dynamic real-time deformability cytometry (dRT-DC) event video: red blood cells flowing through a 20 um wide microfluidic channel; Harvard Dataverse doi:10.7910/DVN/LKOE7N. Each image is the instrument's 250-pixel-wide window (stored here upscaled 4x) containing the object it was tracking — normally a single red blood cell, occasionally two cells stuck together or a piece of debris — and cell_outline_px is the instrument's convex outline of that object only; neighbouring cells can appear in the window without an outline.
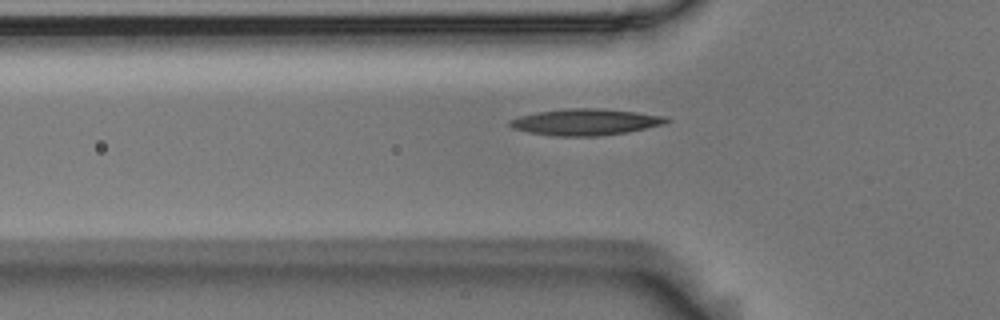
{"species": "Egyptian fruit bat (a non-hibernating species)", "species_latin": "Rousettus aegyptiacus", "temperature_condition": "room temperature", "stored_images_in_passage": 33, "camera_frame_rate_fps": 3000, "um_per_image_px": 0.085, "animal": {"sex": "male"}, "frame": {"image": 1, "passage_image": 2, "time_ms": 0.333, "image_size_px": [1000, 320], "cell_outline_px": [[672, 120], [664, 124], [628, 132], [596, 136], [552, 136], [528, 132], [512, 128], [508, 124], [508, 120], [520, 116], [536, 112], [568, 108], [600, 108], [636, 112], [668, 116]], "centroid_in_image_um": [49.78, 10.37], "position_along_channel_um": 76.0, "area_um2": 24.28}}
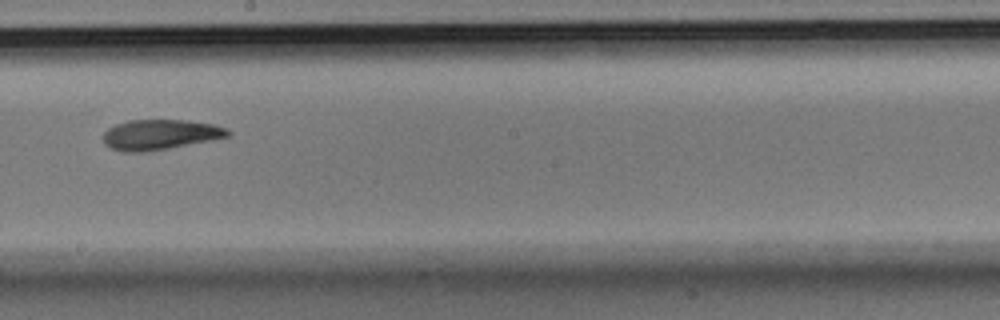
{"frame": {"image": 2, "passage_image": 15, "time_ms": 4.667, "image_size_px": [1000, 320], "cell_outline_px": [[232, 136], [212, 140], [148, 152], [120, 152], [104, 144], [104, 132], [108, 128], [116, 124], [128, 120], [188, 120], [216, 124], [228, 128], [232, 132]], "centroid_in_image_um": [13.66, 11.44], "position_along_channel_um": 234.5, "area_um2": 22.31}}
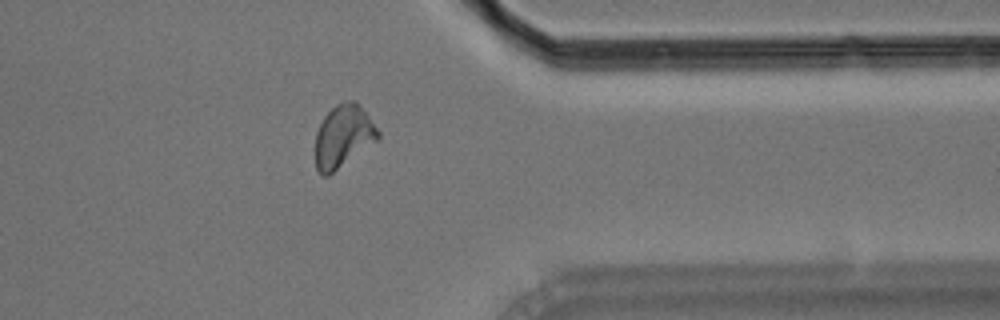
{"frame": {"image": 3, "passage_image": 28, "time_ms": 9.0, "image_size_px": [1000, 320], "cell_outline_px": [[380, 140], [328, 176], [320, 176], [316, 168], [316, 132], [324, 116], [336, 104], [352, 100], [356, 100], [360, 104], [380, 132]], "centroid_in_image_um": [29.2, 11.6], "position_along_channel_um": 382.2, "area_um2": 23.12}, "authors_computed_cell_mechanics": {"area_um2": 22.0796, "velocity_mm_per_s": 3.6392, "shape_relaxation_time_tau1_ms": 5.1517, "shape_relaxation_time_tau2_ms": 2.7758, "deformation_change_tau1": 0.1616, "deformation_change_tau2": 0.0895}}